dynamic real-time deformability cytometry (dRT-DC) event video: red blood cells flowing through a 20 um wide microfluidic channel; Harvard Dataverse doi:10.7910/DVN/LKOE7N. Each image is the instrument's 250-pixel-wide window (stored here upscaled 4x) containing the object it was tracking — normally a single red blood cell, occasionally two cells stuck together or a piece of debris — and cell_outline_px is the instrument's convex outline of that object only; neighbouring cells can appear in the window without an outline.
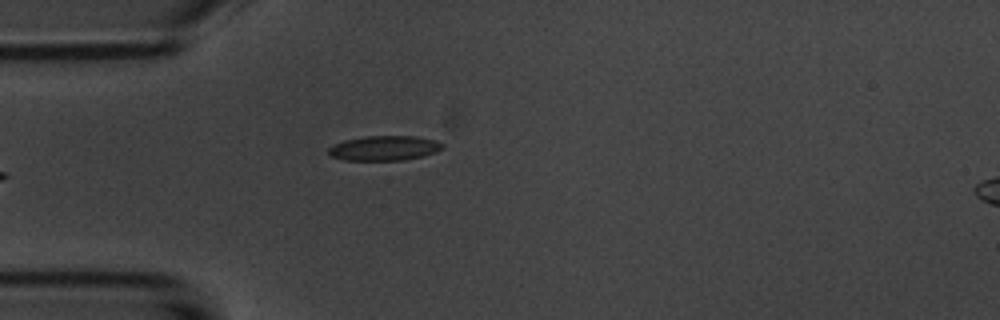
{"species": "common noctule bat (a hibernating species)", "species_latin": "Nyctalus noctula", "temperature_condition": "room temperature", "stored_images_in_passage": 6, "segment_of_instrument_passage": [2, 2], "camera_frame_rate_fps": 3000, "um_per_image_px": 0.085, "animal": {"sex": "male", "body_mass_g": 20.1, "forearm_length_mm": 53.5}, "frame": {"image": 1, "passage_image": 6, "time_ms": 6.0, "image_size_px": [1000, 320], "cell_outline_px": [[444, 148], [436, 152], [404, 160], [344, 160], [332, 156], [328, 152], [328, 148], [344, 140], [364, 136], [416, 136], [436, 140], [444, 144]], "centroid_in_image_um": [32.69, 12.58], "position_along_channel_um": 52.3, "area_um2": 16.42}}